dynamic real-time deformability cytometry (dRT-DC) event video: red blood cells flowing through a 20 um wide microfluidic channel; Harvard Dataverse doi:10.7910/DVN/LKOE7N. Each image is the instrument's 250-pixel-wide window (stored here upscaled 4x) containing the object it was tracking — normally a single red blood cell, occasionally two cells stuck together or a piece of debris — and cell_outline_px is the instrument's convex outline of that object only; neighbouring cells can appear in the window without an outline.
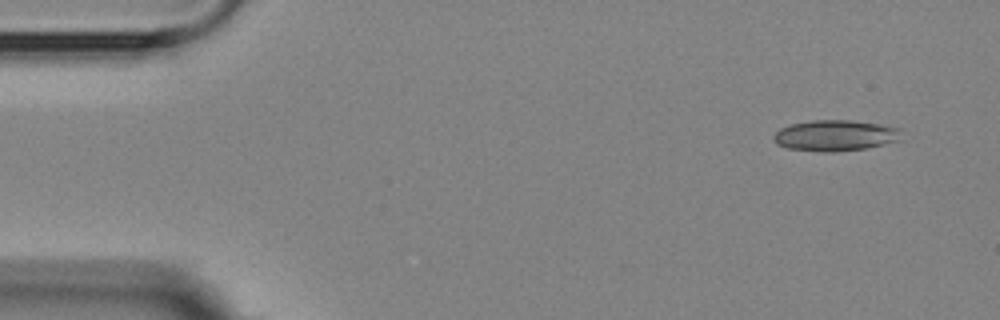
{"species": "Egyptian fruit bat (a non-hibernating species)", "species_latin": "Rousettus aegyptiacus", "temperature_condition": "room temperature", "stored_images_in_passage": 14, "camera_frame_rate_fps": 3000, "um_per_image_px": 0.085, "animal": {"sex": "female"}, "frame": {"image": 1, "passage_image": 1, "time_ms": 0.0, "image_size_px": [1000, 320], "cell_outline_px": [[904, 140], [864, 148], [832, 152], [820, 152], [788, 148], [776, 144], [772, 140], [772, 136], [780, 128], [792, 124], [812, 120], [852, 120], [880, 124], [900, 128]], "centroid_in_image_um": [71.02, 11.52], "position_along_channel_um": 14.0, "area_um2": 23.29}}
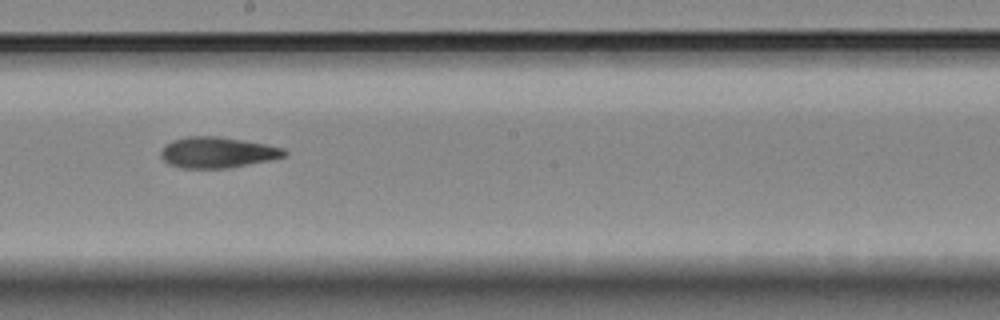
{"frame": {"image": 2, "passage_image": 8, "time_ms": 8.667, "image_size_px": [1000, 320], "cell_outline_px": [[288, 156], [228, 168], [180, 168], [168, 164], [160, 156], [160, 152], [164, 144], [172, 140], [188, 136], [216, 136], [264, 144], [284, 148], [288, 152]], "centroid_in_image_um": [18.44, 12.96], "position_along_channel_um": 229.8, "area_um2": 22.2}}
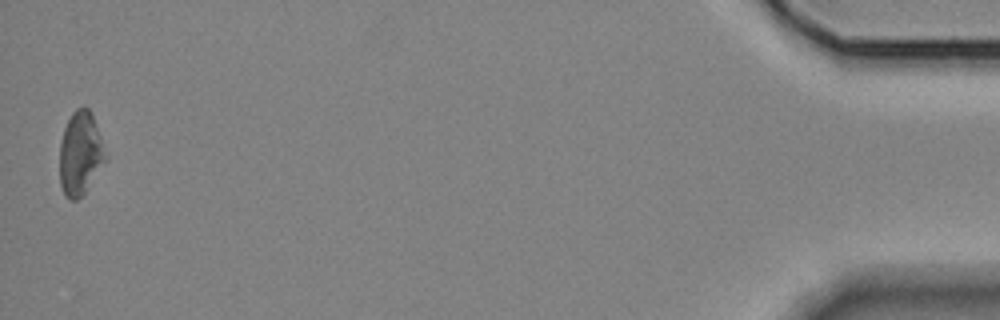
{"frame": {"image": 3, "passage_image": 14, "time_ms": 16.667, "image_size_px": [1000, 320], "cell_outline_px": [[108, 160], [84, 192], [76, 200], [68, 200], [64, 196], [60, 184], [60, 144], [64, 128], [72, 112], [76, 108], [88, 108], [92, 112], [108, 156]], "centroid_in_image_um": [6.85, 13.05], "position_along_channel_um": 428.4, "area_um2": 22.54}, "authors_computed_cell_mechanics": {"area_um2": 22.2819, "velocity_mm_per_s": 3.6479, "shape_relaxation_time_tau1_ms": null, "shape_relaxation_time_tau2_ms": 6.7744, "deformation_change_tau1": null, "deformation_change_tau2": 0.1496}}